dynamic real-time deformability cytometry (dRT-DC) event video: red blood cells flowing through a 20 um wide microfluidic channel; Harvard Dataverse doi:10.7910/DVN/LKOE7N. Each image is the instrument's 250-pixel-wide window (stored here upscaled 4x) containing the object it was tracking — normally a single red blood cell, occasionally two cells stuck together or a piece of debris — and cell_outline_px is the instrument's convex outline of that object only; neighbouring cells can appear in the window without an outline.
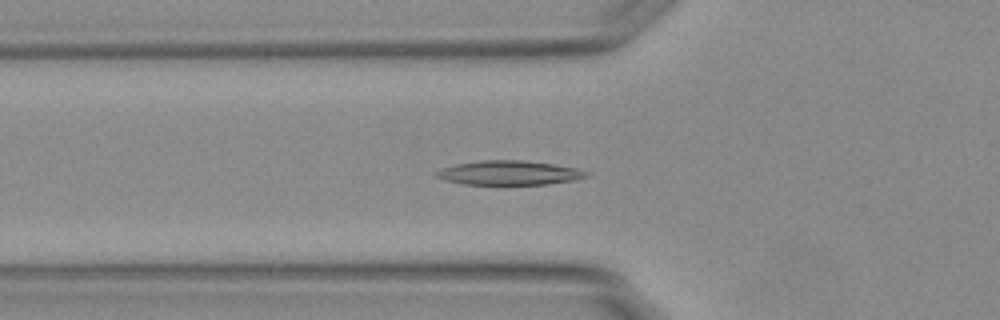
{"species": "Egyptian fruit bat (a non-hibernating species)", "species_latin": "Rousettus aegyptiacus", "temperature_condition": "warm", "stored_images_in_passage": 54, "camera_frame_rate_fps": 3000, "um_per_image_px": 0.085, "animal": {"sex": "female"}, "frame": {"image": 1, "passage_image": 19, "time_ms": 6.0, "image_size_px": [1000, 320], "cell_outline_px": [[592, 176], [572, 180], [548, 184], [464, 184], [448, 180], [436, 176], [436, 172], [444, 168], [456, 164], [480, 160], [520, 160], [552, 164], [576, 168], [588, 172]], "centroid_in_image_um": [43.33, 14.69], "position_along_channel_um": 82.5, "area_um2": 20.87}}
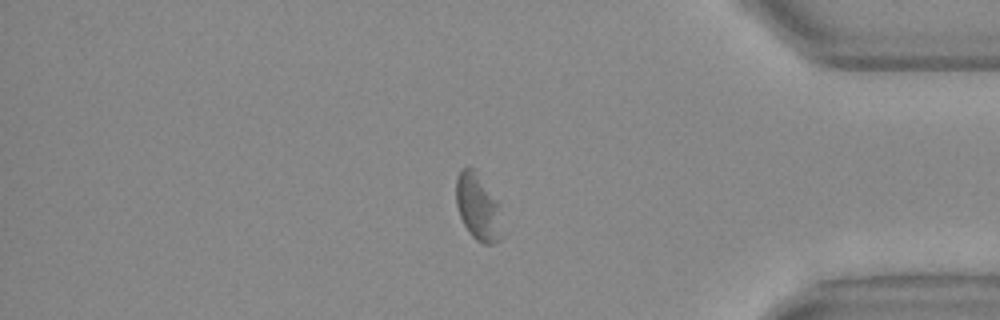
{"frame": {"image": 2, "passage_image": 46, "time_ms": 15.0, "image_size_px": [1000, 320], "cell_outline_px": [[504, 236], [500, 240], [492, 244], [484, 244], [476, 240], [468, 232], [460, 216], [456, 204], [456, 180], [460, 172], [464, 168], [476, 168], [496, 200]], "centroid_in_image_um": [40.63, 17.63], "position_along_channel_um": 394.6, "area_um2": 17.86}}
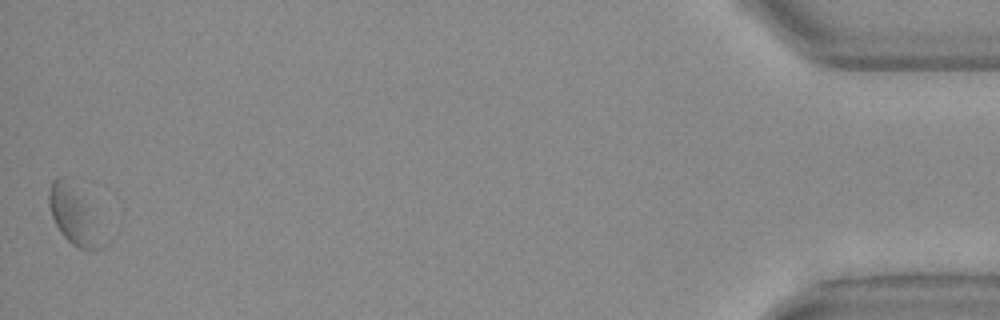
{"frame": {"image": 3, "passage_image": 54, "time_ms": 17.667, "image_size_px": [1000, 320], "cell_outline_px": [[108, 244], [104, 248], [92, 252], [88, 252], [72, 244], [60, 232], [52, 216], [48, 204], [48, 188], [52, 180], [56, 176], [64, 176], [88, 208]], "centroid_in_image_um": [6.28, 18.42], "position_along_channel_um": 428.9, "area_um2": 17.8}, "authors_computed_cell_mechanics": {"area_um2": 20.4323, "velocity_mm_per_s": 3.7244, "shape_relaxation_time_tau1_ms": 5.0864, "shape_relaxation_time_tau2_ms": 6.4168, "deformation_change_tau1": 0.1435, "deformation_change_tau2": 0.1341}}